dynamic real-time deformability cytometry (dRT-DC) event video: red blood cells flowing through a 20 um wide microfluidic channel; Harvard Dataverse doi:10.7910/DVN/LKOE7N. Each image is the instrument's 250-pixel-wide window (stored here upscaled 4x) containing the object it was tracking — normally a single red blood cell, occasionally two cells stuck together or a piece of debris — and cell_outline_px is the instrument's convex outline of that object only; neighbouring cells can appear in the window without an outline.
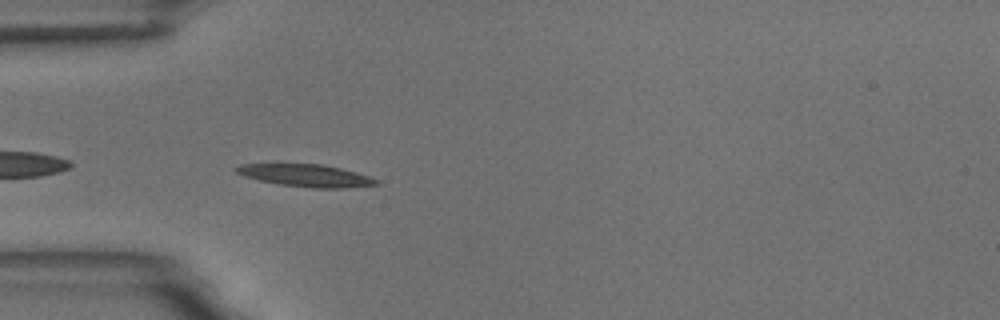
{"species": "common noctule bat (a hibernating species)", "species_latin": "Nyctalus noctula", "temperature_condition": "room temperature", "stored_images_in_passage": 1, "camera_frame_rate_fps": 3000, "um_per_image_px": 0.085, "animal": {"sex": "male", "body_mass_g": 18.8}, "frame": {"image": 1, "passage_image": 1, "time_ms": 0.0, "image_size_px": [1000, 320], "cell_outline_px": [[380, 184], [340, 188], [312, 188], [280, 184], [260, 180], [244, 176], [236, 172], [232, 168], [240, 164], [324, 164], [356, 172], [380, 180]], "centroid_in_image_um": [26.0, 14.91], "position_along_channel_um": 59.0, "area_um2": 18.15}}